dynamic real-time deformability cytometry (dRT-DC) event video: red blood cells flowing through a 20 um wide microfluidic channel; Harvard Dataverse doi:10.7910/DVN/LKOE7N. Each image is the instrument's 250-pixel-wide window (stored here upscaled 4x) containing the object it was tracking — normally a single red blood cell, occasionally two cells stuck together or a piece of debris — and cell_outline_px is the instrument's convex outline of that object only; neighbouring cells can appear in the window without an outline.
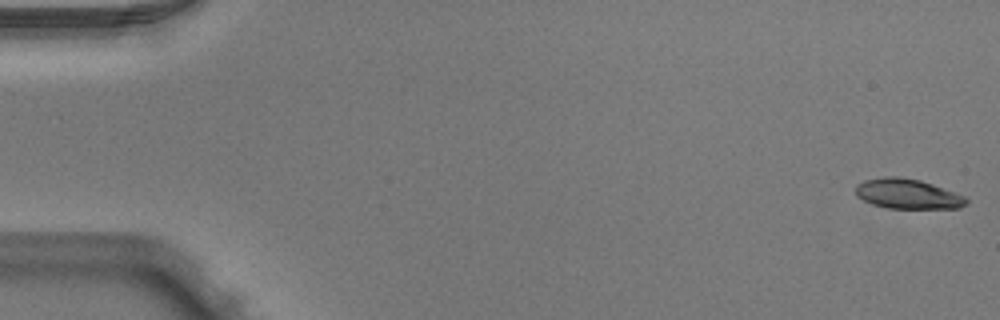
{"species": "Egyptian fruit bat (a non-hibernating species)", "species_latin": "Rousettus aegyptiacus", "temperature_condition": "warm", "stored_images_in_passage": 6, "camera_frame_rate_fps": 3000, "um_per_image_px": 0.085, "animal": {"sex": "male"}, "frame": {"image": 1, "passage_image": 1, "time_ms": 0.0, "image_size_px": [1000, 320], "cell_outline_px": [[968, 204], [960, 208], [888, 208], [872, 204], [856, 196], [856, 184], [864, 180], [884, 176], [900, 176], [920, 180], [932, 184], [964, 196], [968, 200]], "centroid_in_image_um": [77.13, 16.47], "position_along_channel_um": 7.9, "area_um2": 19.31}}
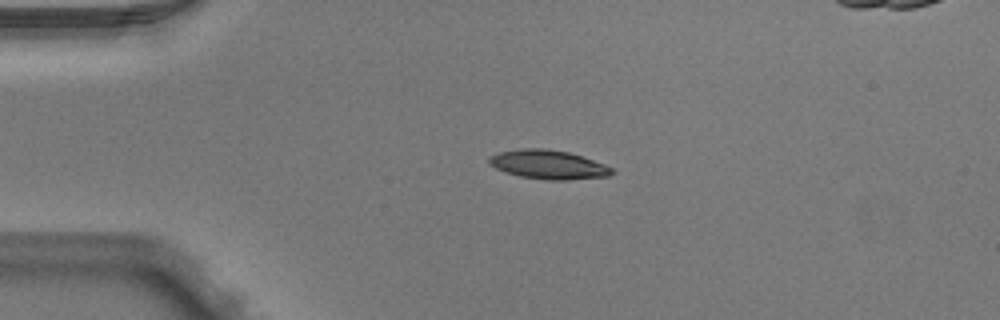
{"frame": {"image": 2, "passage_image": 4, "time_ms": 1.0, "image_size_px": [1000, 320], "cell_outline_px": [[616, 172], [608, 176], [564, 180], [544, 180], [520, 176], [504, 172], [488, 164], [488, 156], [500, 152], [520, 148], [544, 148], [568, 152], [604, 164], [612, 168]], "centroid_in_image_um": [46.57, 13.99], "position_along_channel_um": 38.4, "area_um2": 20.75}}
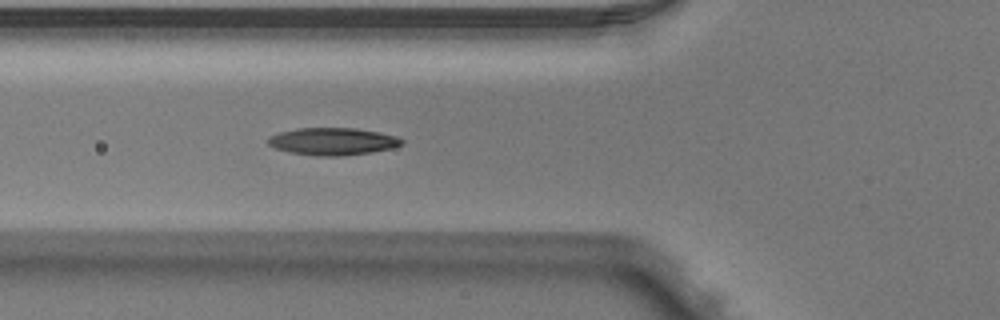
{"frame": {"image": 3, "passage_image": 6, "time_ms": 1.667, "image_size_px": [1000, 320], "cell_outline_px": [[404, 144], [388, 148], [368, 152], [340, 156], [316, 156], [288, 152], [276, 148], [268, 144], [268, 140], [272, 136], [280, 132], [296, 128], [356, 128], [380, 132], [396, 136], [404, 140]], "centroid_in_image_um": [28.28, 12.01], "position_along_channel_um": 97.5, "area_um2": 21.1}}